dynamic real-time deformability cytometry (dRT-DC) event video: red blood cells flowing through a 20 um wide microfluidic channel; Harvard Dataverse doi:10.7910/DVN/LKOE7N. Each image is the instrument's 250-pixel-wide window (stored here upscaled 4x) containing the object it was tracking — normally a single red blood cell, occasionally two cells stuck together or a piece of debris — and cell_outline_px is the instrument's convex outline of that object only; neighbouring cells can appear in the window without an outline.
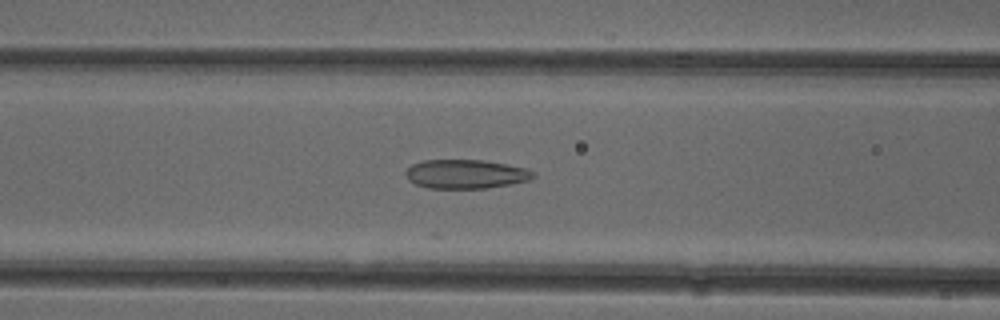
{"species": "common noctule bat (a hibernating species)", "species_latin": "Nyctalus noctula", "temperature_condition": "cold", "stored_images_in_passage": 25, "camera_frame_rate_fps": 3000, "um_per_image_px": 0.085, "animal": {"sex": "female"}, "frame": {"image": 1, "passage_image": 7, "time_ms": 2.0, "image_size_px": [1000, 320], "cell_outline_px": [[536, 176], [528, 180], [512, 184], [488, 188], [428, 188], [416, 184], [408, 180], [404, 172], [412, 164], [424, 160], [484, 160], [528, 168], [536, 172]], "centroid_in_image_um": [39.62, 14.79], "position_along_channel_um": 127.0, "area_um2": 21.73}}
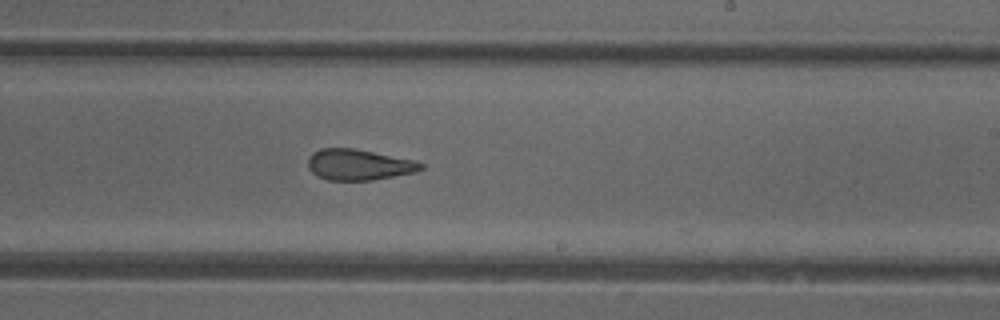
{"frame": {"image": 2, "passage_image": 17, "time_ms": 5.333, "image_size_px": [1000, 320], "cell_outline_px": [[424, 168], [416, 172], [372, 180], [328, 180], [316, 176], [308, 168], [308, 156], [312, 152], [320, 148], [352, 148], [416, 160], [424, 164]], "centroid_in_image_um": [30.48, 14.0], "position_along_channel_um": 258.5, "area_um2": 20.46}}
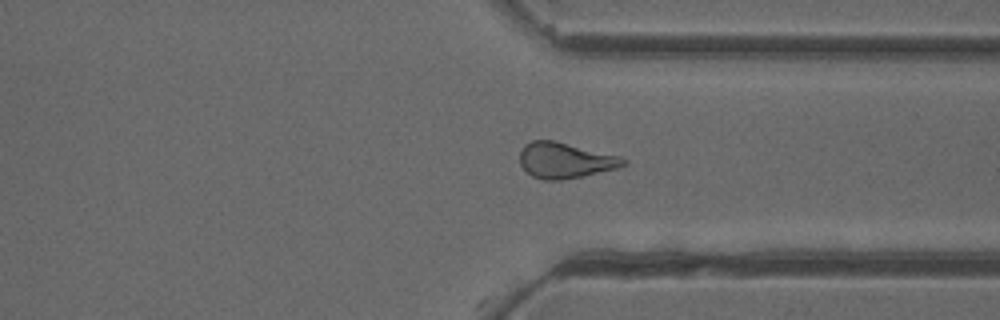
{"frame": {"image": 3, "passage_image": 25, "time_ms": 8.0, "image_size_px": [1000, 320], "cell_outline_px": [[628, 164], [616, 168], [584, 176], [560, 180], [544, 180], [532, 176], [520, 164], [520, 152], [524, 144], [532, 140], [556, 140], [620, 156], [628, 160]], "centroid_in_image_um": [48.05, 13.62], "position_along_channel_um": 363.4, "area_um2": 21.68}, "authors_computed_cell_mechanics": {"area_um2": 20.9814, "velocity_mm_per_s": 3.9343, "shape_relaxation_time_tau1_ms": null, "shape_relaxation_time_tau2_ms": 2.1883, "deformation_change_tau1": null, "deformation_change_tau2": 0.1154}}